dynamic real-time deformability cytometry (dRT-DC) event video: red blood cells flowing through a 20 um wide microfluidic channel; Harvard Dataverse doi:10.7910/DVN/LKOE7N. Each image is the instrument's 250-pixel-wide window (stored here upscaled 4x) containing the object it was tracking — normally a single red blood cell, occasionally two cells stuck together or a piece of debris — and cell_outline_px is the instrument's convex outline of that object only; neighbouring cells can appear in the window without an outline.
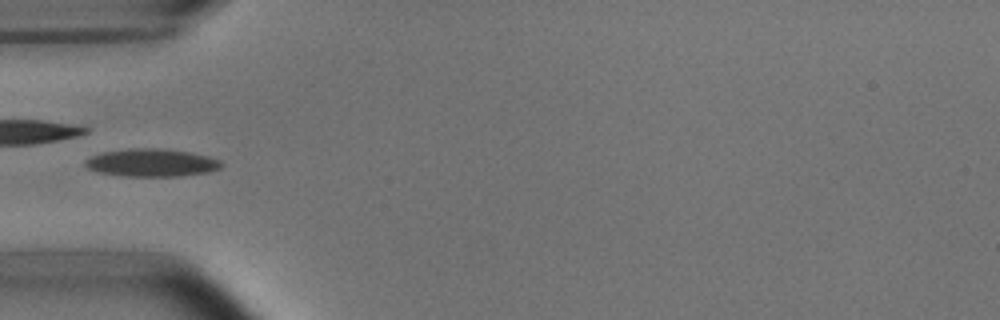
{"species": "common noctule bat (a hibernating species)", "species_latin": "Nyctalus noctula", "temperature_condition": "room temperature", "stored_images_in_passage": 8, "camera_frame_rate_fps": 3000, "um_per_image_px": 0.085, "animal": {"sex": "male", "body_mass_g": 15.6}, "frame": {"image": 1, "passage_image": 5, "time_ms": 5.667, "image_size_px": [1000, 320], "cell_outline_px": [[224, 164], [220, 168], [208, 172], [180, 176], [120, 176], [100, 172], [88, 168], [84, 164], [84, 160], [92, 156], [104, 152], [132, 148], [156, 148], [188, 152], [208, 156], [220, 160]], "centroid_in_image_um": [12.9, 13.83], "position_along_channel_um": 72.1, "area_um2": 21.91}}
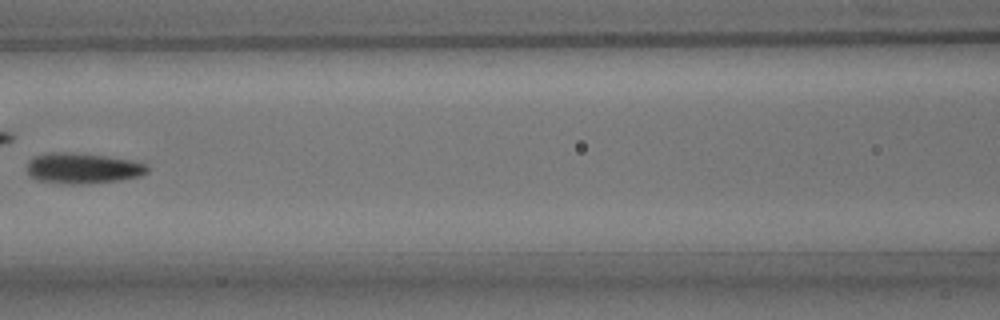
{"frame": {"image": 2, "passage_image": 7, "time_ms": 8.0, "image_size_px": [1000, 320], "cell_outline_px": [[152, 168], [148, 172], [140, 176], [120, 180], [84, 184], [64, 184], [36, 180], [28, 176], [28, 160], [36, 156], [48, 152], [68, 152], [104, 156], [132, 160], [148, 164]], "centroid_in_image_um": [7.05, 14.31], "position_along_channel_um": 159.5, "area_um2": 21.73}}
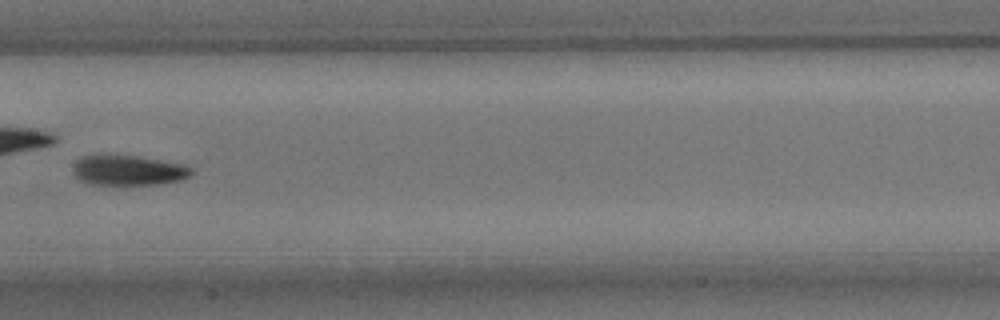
{"frame": {"image": 3, "passage_image": 8, "time_ms": 9.0, "image_size_px": [1000, 320], "cell_outline_px": [[192, 176], [180, 180], [160, 184], [124, 188], [88, 184], [80, 180], [72, 172], [76, 160], [84, 156], [136, 156], [184, 164], [192, 168]], "centroid_in_image_um": [10.92, 14.55], "position_along_channel_um": 196.5, "area_um2": 21.56}}